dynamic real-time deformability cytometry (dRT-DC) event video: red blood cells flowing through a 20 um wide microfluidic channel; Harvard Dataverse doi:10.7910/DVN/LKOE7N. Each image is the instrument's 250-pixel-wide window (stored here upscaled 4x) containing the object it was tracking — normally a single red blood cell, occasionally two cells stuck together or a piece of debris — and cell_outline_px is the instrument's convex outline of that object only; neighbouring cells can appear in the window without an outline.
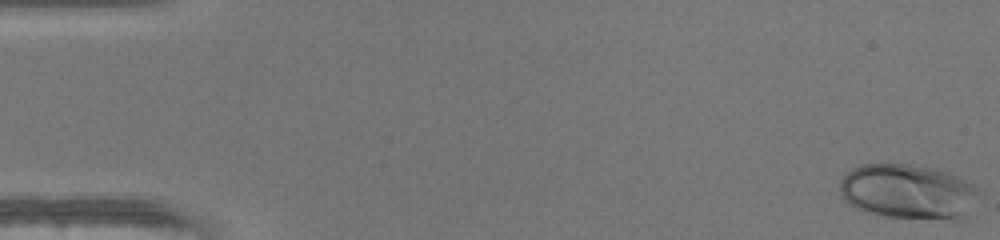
{"species": "human", "species_latin": "Homo sapiens", "temperature_condition": "warm", "stored_images_in_passage": 49, "camera_frame_rate_fps": 3000, "um_per_image_px": 0.085, "donor": {"sex": "female"}, "frame": {"image": 1, "passage_image": 1, "time_ms": 0.0, "image_size_px": [1000, 240], "cell_outline_px": [[976, 192], [964, 220], [956, 220], [888, 216], [864, 212], [848, 204], [840, 192], [840, 180], [852, 168], [864, 164], [908, 164], [932, 168], [948, 172], [972, 184], [976, 188]], "centroid_in_image_um": [77.13, 16.29], "position_along_channel_um": 7.9, "area_um2": 43.99}}
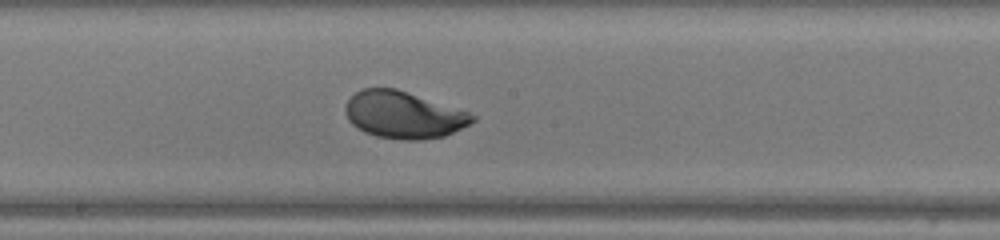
{"frame": {"image": 2, "passage_image": 27, "time_ms": 8.667, "image_size_px": [1000, 240], "cell_outline_px": [[476, 120], [444, 136], [424, 140], [400, 140], [376, 136], [364, 132], [356, 128], [348, 120], [344, 112], [344, 108], [348, 100], [356, 92], [364, 88], [396, 88], [468, 112], [476, 116]], "centroid_in_image_um": [34.26, 9.77], "position_along_channel_um": 213.9, "area_um2": 34.68}}
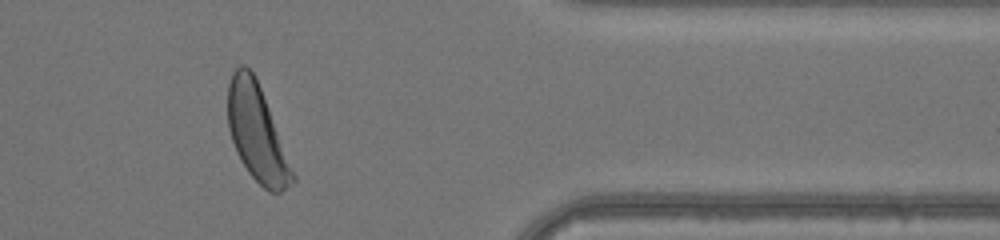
{"frame": {"image": 3, "passage_image": 41, "time_ms": 13.333, "image_size_px": [1000, 240], "cell_outline_px": [[296, 180], [280, 192], [268, 192], [248, 172], [240, 160], [236, 152], [228, 128], [228, 84], [232, 72], [240, 64], [244, 64], [252, 72], [260, 88], [296, 176]], "centroid_in_image_um": [21.82, 11.33], "position_along_channel_um": 389.6, "area_um2": 35.72}, "authors_computed_cell_mechanics": {"area_um2": 36.414, "velocity_mm_per_s": 4.2386, "shape_relaxation_time_tau1_ms": 2.6239, "shape_relaxation_time_tau2_ms": null, "deformation_change_tau1": 0.1669, "deformation_change_tau2": null}}